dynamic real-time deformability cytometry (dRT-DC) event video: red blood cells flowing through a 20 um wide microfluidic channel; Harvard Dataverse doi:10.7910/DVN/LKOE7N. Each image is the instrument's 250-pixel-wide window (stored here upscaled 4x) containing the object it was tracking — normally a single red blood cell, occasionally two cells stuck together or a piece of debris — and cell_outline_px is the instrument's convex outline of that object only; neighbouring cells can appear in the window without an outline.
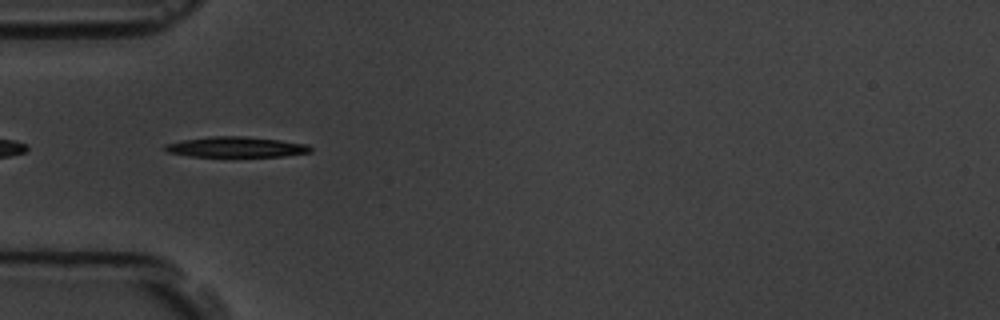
{"species": "common noctule bat (a hibernating species)", "species_latin": "Nyctalus noctula", "temperature_condition": "room temperature", "stored_images_in_passage": 12, "camera_frame_rate_fps": 3000, "um_per_image_px": 0.085, "animal": {"sex": "male", "body_mass_g": 19.5, "forearm_length_mm": 54.6}, "frame": {"image": 1, "passage_image": 2, "time_ms": 1.667, "image_size_px": [1000, 320], "cell_outline_px": [[312, 152], [284, 156], [188, 156], [168, 152], [160, 148], [164, 144], [180, 140], [212, 136], [244, 136], [280, 140], [308, 144], [312, 148]], "centroid_in_image_um": [20.03, 12.49], "position_along_channel_um": 65.0, "area_um2": 17.46}}
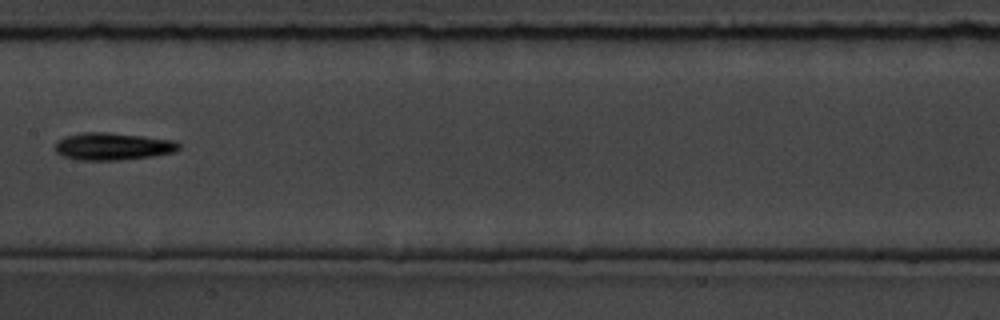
{"frame": {"image": 2, "passage_image": 5, "time_ms": 5.333, "image_size_px": [1000, 320], "cell_outline_px": [[180, 148], [176, 152], [152, 156], [120, 160], [80, 160], [64, 156], [56, 152], [56, 140], [64, 136], [80, 132], [108, 132], [144, 136], [172, 140], [180, 144]], "centroid_in_image_um": [9.58, 12.43], "position_along_channel_um": 197.8, "area_um2": 19.83}}
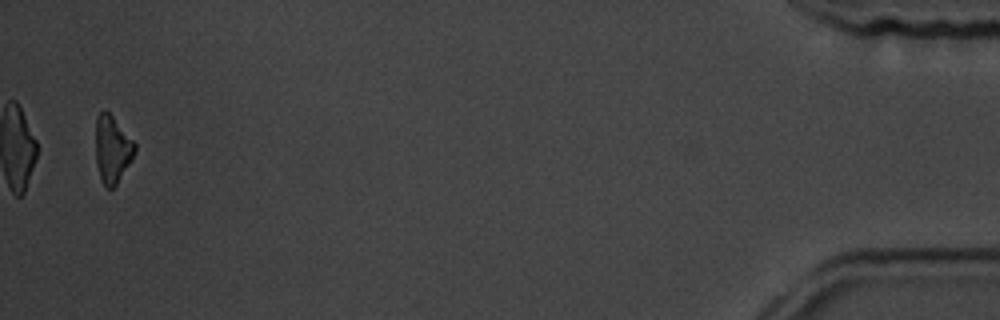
{"frame": {"image": 3, "passage_image": 12, "time_ms": 14.0, "image_size_px": [1000, 320], "cell_outline_px": [[136, 152], [132, 160], [116, 184], [112, 188], [108, 188], [104, 184], [100, 176], [96, 164], [96, 116], [104, 108], [112, 116], [136, 144]], "centroid_in_image_um": [9.54, 12.66], "position_along_channel_um": 425.7, "area_um2": 15.2}, "authors_computed_cell_mechanics": {"area_um2": 17.9469, "velocity_mm_per_s": 3.6538, "shape_relaxation_time_tau1_ms": 2.1609, "shape_relaxation_time_tau2_ms": 9.3559, "deformation_change_tau1": 0.0941, "deformation_change_tau2": 0.2121}}